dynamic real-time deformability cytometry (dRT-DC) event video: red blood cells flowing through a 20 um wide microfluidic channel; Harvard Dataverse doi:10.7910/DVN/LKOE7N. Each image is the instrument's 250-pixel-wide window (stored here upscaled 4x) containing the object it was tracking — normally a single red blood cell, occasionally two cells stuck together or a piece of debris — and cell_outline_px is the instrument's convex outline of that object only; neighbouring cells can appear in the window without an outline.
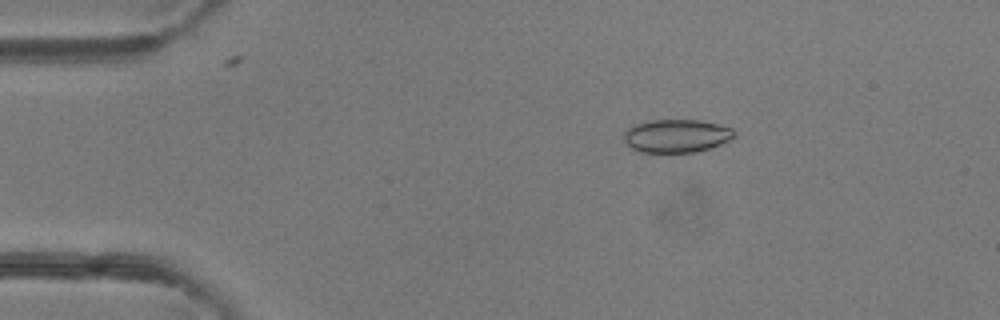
{"species": "common noctule bat (a hibernating species)", "species_latin": "Nyctalus noctula", "temperature_condition": "room temperature", "stored_images_in_passage": 40, "camera_frame_rate_fps": 3000, "um_per_image_px": 0.085, "animal": {"sex": "female"}, "frame": {"image": 1, "passage_image": 1, "time_ms": 0.0, "image_size_px": [1000, 320], "cell_outline_px": [[736, 136], [732, 140], [696, 152], [636, 152], [624, 140], [624, 132], [632, 124], [652, 120], [700, 120], [732, 128], [736, 132]], "centroid_in_image_um": [57.5, 11.55], "position_along_channel_um": 27.5, "area_um2": 21.44}}
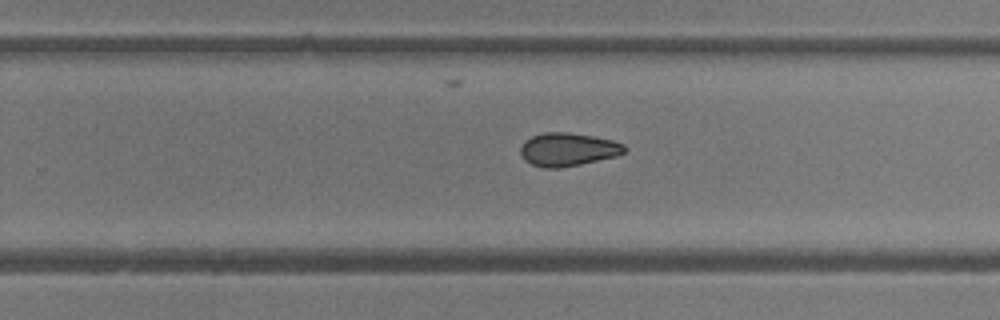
{"frame": {"image": 2, "passage_image": 23, "time_ms": 7.333, "image_size_px": [1000, 320], "cell_outline_px": [[628, 148], [624, 152], [616, 156], [580, 164], [560, 168], [544, 168], [532, 164], [524, 160], [520, 152], [520, 148], [524, 140], [532, 136], [544, 132], [568, 132], [592, 136], [612, 140], [624, 144]], "centroid_in_image_um": [48.25, 12.7], "position_along_channel_um": 281.5, "area_um2": 20.17}}
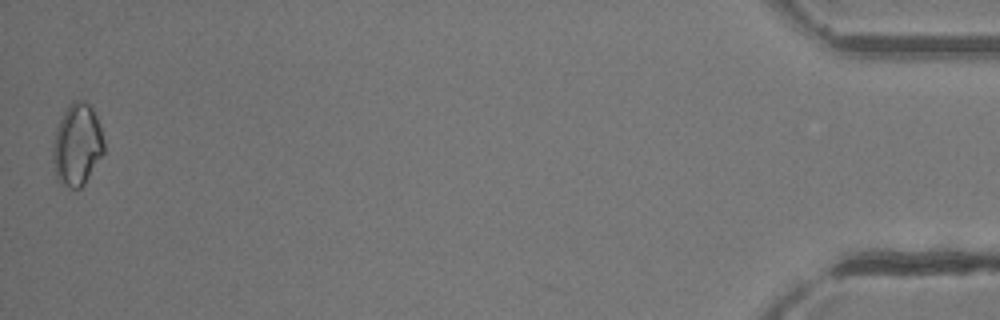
{"frame": {"image": 3, "passage_image": 40, "time_ms": 13.0, "image_size_px": [1000, 320], "cell_outline_px": [[104, 152], [84, 184], [80, 188], [72, 188], [60, 184], [56, 180], [52, 160], [52, 148], [56, 128], [68, 104], [72, 100], [84, 100], [92, 108], [96, 116], [104, 140]], "centroid_in_image_um": [6.53, 12.31], "position_along_channel_um": 428.7, "area_um2": 24.51}, "authors_computed_cell_mechanics": {"area_um2": 20.808, "velocity_mm_per_s": 4.3139, "shape_relaxation_time_tau1_ms": null, "shape_relaxation_time_tau2_ms": 5.0022, "deformation_change_tau1": null, "deformation_change_tau2": 0.0722}}